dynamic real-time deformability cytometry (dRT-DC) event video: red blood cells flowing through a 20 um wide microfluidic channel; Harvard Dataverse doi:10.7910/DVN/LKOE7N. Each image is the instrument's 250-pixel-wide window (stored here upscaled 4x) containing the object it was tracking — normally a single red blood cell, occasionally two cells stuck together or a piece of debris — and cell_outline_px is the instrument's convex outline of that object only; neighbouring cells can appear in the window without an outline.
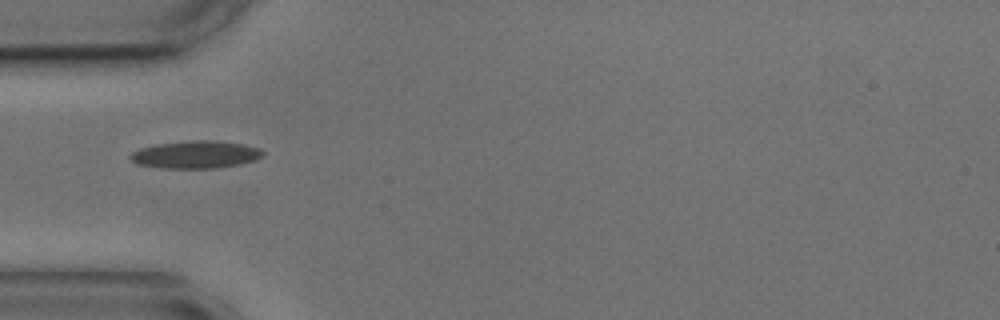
{"species": "common noctule bat (a hibernating species)", "species_latin": "Nyctalus noctula", "temperature_condition": "cold", "stored_images_in_passage": 39, "camera_frame_rate_fps": 3000, "um_per_image_px": 0.085, "animal": {"sex": "male", "body_mass_g": 17.9, "forearm_length_mm": 54.2}, "frame": {"image": 1, "passage_image": 1, "time_ms": 0.0, "image_size_px": [1000, 320], "cell_outline_px": [[264, 156], [256, 160], [240, 164], [212, 168], [164, 168], [136, 164], [128, 156], [132, 152], [140, 148], [156, 144], [192, 140], [216, 140], [244, 144], [260, 148], [264, 152]], "centroid_in_image_um": [16.65, 13.13], "position_along_channel_um": 68.3, "area_um2": 21.39}}
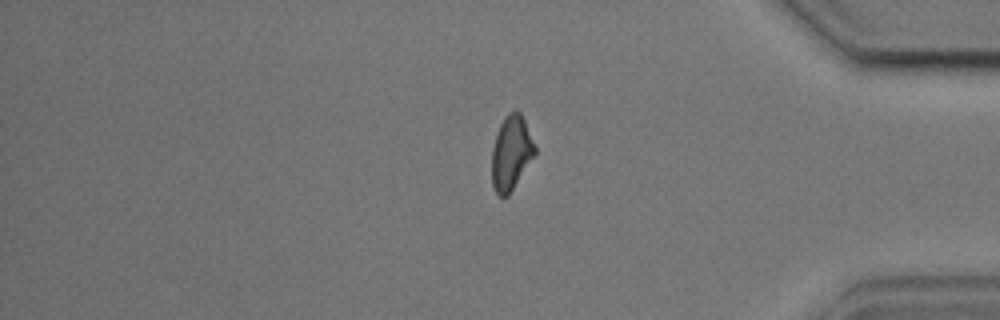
{"frame": {"image": 2, "passage_image": 30, "time_ms": 9.667, "image_size_px": [1000, 320], "cell_outline_px": [[536, 152], [508, 196], [500, 196], [496, 192], [492, 184], [492, 148], [500, 124], [504, 116], [508, 112], [520, 112], [524, 120], [536, 148]], "centroid_in_image_um": [43.43, 12.99], "position_along_channel_um": 391.8, "area_um2": 18.26}}
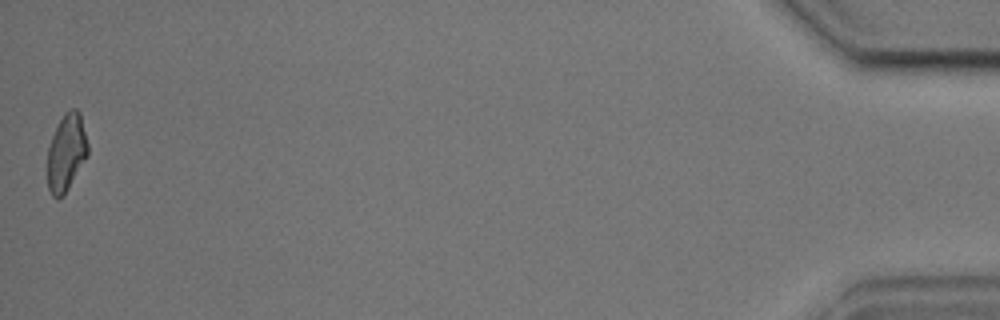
{"frame": {"image": 3, "passage_image": 39, "time_ms": 12.667, "image_size_px": [1000, 320], "cell_outline_px": [[88, 156], [64, 196], [56, 200], [52, 196], [48, 188], [48, 148], [52, 136], [64, 112], [72, 108], [76, 108], [80, 112], [88, 144]], "centroid_in_image_um": [5.65, 12.99], "position_along_channel_um": 429.5, "area_um2": 18.32}, "authors_computed_cell_mechanics": {"area_um2": 19.074, "velocity_mm_per_s": 3.6056, "shape_relaxation_time_tau1_ms": 3.3721, "shape_relaxation_time_tau2_ms": 5.7191, "deformation_change_tau1": 0.126, "deformation_change_tau2": 0.1549}}